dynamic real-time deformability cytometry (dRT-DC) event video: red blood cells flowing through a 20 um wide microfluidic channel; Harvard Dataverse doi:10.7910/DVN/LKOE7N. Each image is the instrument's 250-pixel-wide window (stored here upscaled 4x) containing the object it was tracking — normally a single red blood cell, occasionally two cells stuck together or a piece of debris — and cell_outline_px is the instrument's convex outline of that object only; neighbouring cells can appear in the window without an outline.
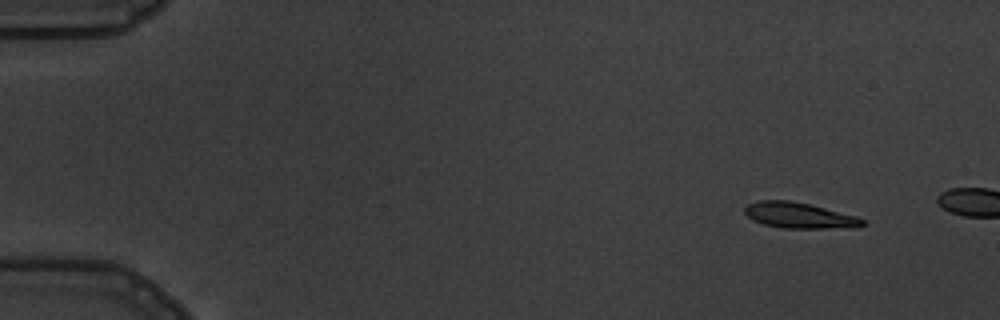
{"species": "common noctule bat (a hibernating species)", "species_latin": "Nyctalus noctula", "temperature_condition": "warm", "stored_images_in_passage": 5, "camera_frame_rate_fps": 3000, "um_per_image_px": 0.085, "animal": {"sex": "male", "body_mass_g": 19.5, "forearm_length_mm": 54.6}, "frame": {"image": 1, "passage_image": 2, "time_ms": 1.333, "image_size_px": [1000, 320], "cell_outline_px": [[864, 224], [860, 228], [784, 228], [764, 224], [752, 220], [744, 212], [744, 208], [748, 204], [760, 200], [788, 200], [808, 204], [856, 216], [864, 220]], "centroid_in_image_um": [67.94, 18.32], "position_along_channel_um": 17.1, "area_um2": 17.57}}